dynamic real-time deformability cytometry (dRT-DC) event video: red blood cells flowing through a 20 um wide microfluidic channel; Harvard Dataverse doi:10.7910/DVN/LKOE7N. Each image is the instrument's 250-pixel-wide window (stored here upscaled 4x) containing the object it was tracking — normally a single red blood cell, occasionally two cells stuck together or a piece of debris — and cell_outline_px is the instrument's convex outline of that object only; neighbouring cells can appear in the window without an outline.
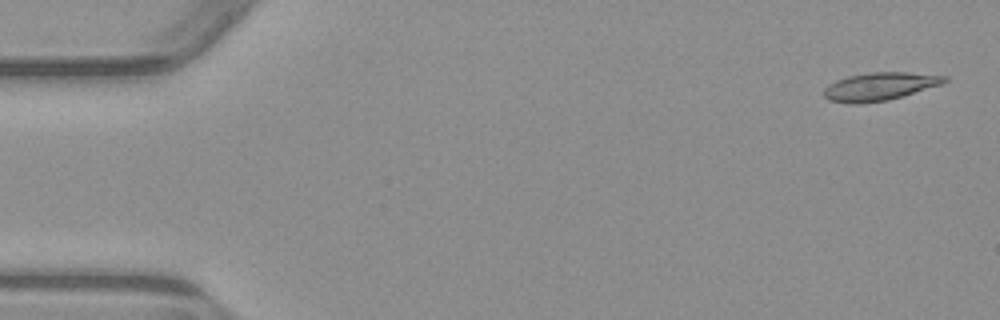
{"species": "common noctule bat (a hibernating species)", "species_latin": "Nyctalus noctula", "temperature_condition": "warm", "stored_images_in_passage": 5, "camera_frame_rate_fps": 3000, "um_per_image_px": 0.085, "animal": {"sex": "male", "body_mass_g": 23.1, "forearm_length_mm": 52.7}, "frame": {"image": 1, "passage_image": 1, "time_ms": 0.0, "image_size_px": [1000, 320], "cell_outline_px": [[948, 80], [944, 84], [888, 100], [860, 104], [848, 104], [828, 100], [824, 96], [824, 88], [828, 84], [836, 80], [848, 76], [872, 72], [908, 72], [948, 76]], "centroid_in_image_um": [74.78, 7.35], "position_along_channel_um": 10.2, "area_um2": 19.88}}
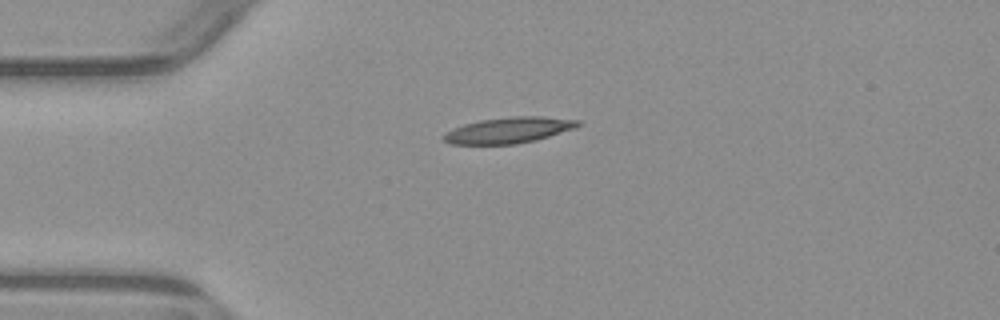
{"frame": {"image": 2, "passage_image": 4, "time_ms": 3.667, "image_size_px": [1000, 320], "cell_outline_px": [[584, 124], [576, 128], [536, 140], [516, 144], [448, 144], [440, 136], [452, 128], [464, 124], [480, 120], [512, 116], [544, 116], [580, 120]], "centroid_in_image_um": [43.26, 11.06], "position_along_channel_um": 41.7, "area_um2": 20.58}}